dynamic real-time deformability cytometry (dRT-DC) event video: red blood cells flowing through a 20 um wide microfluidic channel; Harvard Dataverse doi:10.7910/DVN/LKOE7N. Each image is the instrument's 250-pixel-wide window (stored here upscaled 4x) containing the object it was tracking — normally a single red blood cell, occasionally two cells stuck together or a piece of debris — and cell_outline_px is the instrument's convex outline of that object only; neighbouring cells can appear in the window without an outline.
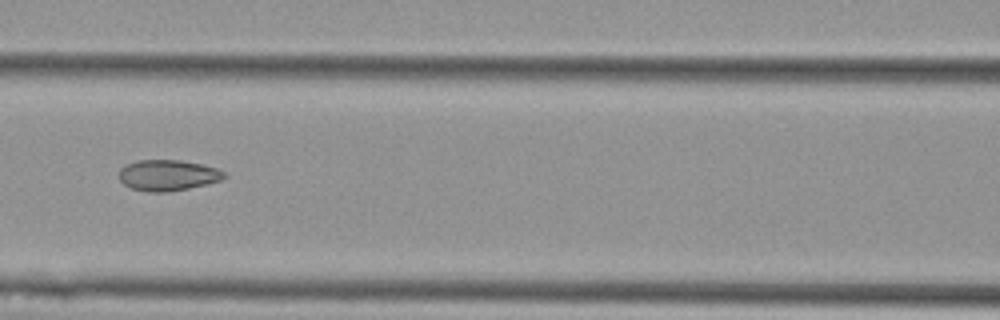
{"species": "Egyptian fruit bat (a non-hibernating species)", "species_latin": "Rousettus aegyptiacus", "temperature_condition": "cold", "stored_images_in_passage": 12, "camera_frame_rate_fps": 3000, "um_per_image_px": 0.085, "animal": {"sex": "female"}, "frame": {"image": 1, "passage_image": 4, "time_ms": 1.0, "image_size_px": [1000, 320], "cell_outline_px": [[224, 176], [220, 180], [188, 188], [168, 192], [148, 192], [132, 188], [124, 184], [120, 180], [120, 168], [136, 160], [180, 160], [200, 164], [216, 168], [224, 172]], "centroid_in_image_um": [14.22, 14.89], "position_along_channel_um": 152.4, "area_um2": 18.61}}
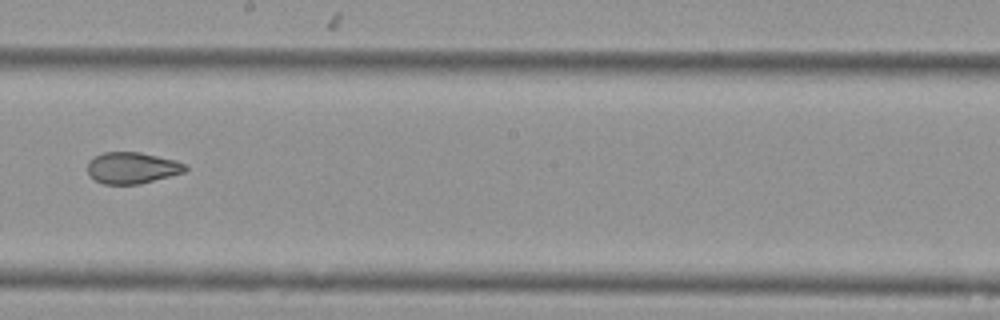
{"frame": {"image": 2, "passage_image": 6, "time_ms": 1.667, "image_size_px": [1000, 320], "cell_outline_px": [[188, 168], [184, 172], [140, 184], [104, 184], [96, 180], [88, 172], [88, 160], [104, 152], [140, 152], [176, 160], [184, 164]], "centroid_in_image_um": [11.23, 14.26], "position_along_channel_um": 237.0, "area_um2": 17.74}}
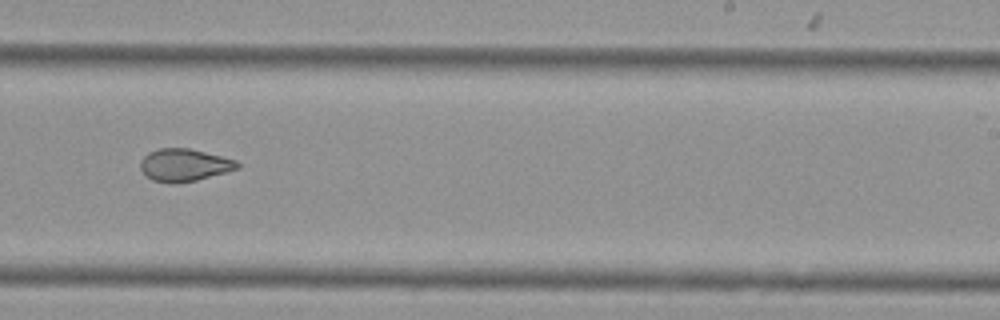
{"frame": {"image": 3, "passage_image": 7, "time_ms": 2.0, "image_size_px": [1000, 320], "cell_outline_px": [[240, 168], [196, 180], [176, 184], [172, 184], [152, 180], [140, 168], [140, 160], [148, 152], [160, 148], [188, 148], [236, 160], [240, 164]], "centroid_in_image_um": [15.65, 14.03], "position_along_channel_um": 273.4, "area_um2": 18.26}}